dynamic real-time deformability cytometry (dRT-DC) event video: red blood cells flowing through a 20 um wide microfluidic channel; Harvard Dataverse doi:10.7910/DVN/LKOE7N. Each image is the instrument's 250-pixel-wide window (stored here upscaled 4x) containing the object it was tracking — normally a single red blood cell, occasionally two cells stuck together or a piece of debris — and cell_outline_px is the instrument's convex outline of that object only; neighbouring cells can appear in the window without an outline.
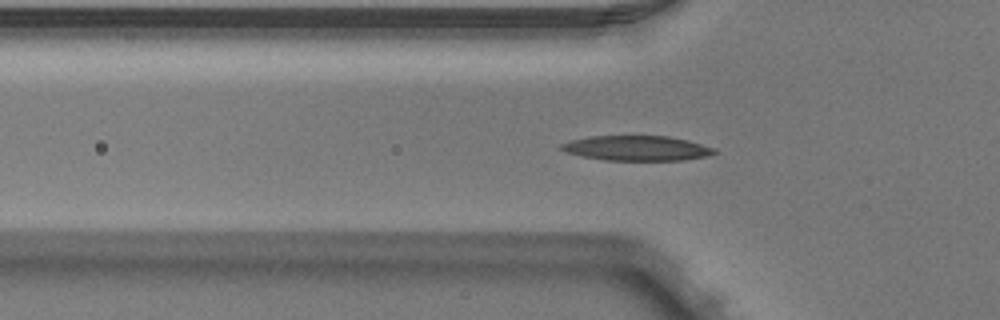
{"species": "Egyptian fruit bat (a non-hibernating species)", "species_latin": "Rousettus aegyptiacus", "temperature_condition": "warm", "stored_images_in_passage": 42, "camera_frame_rate_fps": 3000, "um_per_image_px": 0.085, "animal": {"sex": "male"}, "frame": {"image": 1, "passage_image": 14, "time_ms": 4.333, "image_size_px": [1000, 320], "cell_outline_px": [[716, 152], [708, 156], [684, 160], [604, 160], [584, 156], [568, 152], [560, 148], [560, 144], [572, 140], [588, 136], [668, 136], [688, 140], [716, 148]], "centroid_in_image_um": [54.17, 12.59], "position_along_channel_um": 71.6, "area_um2": 22.14}}
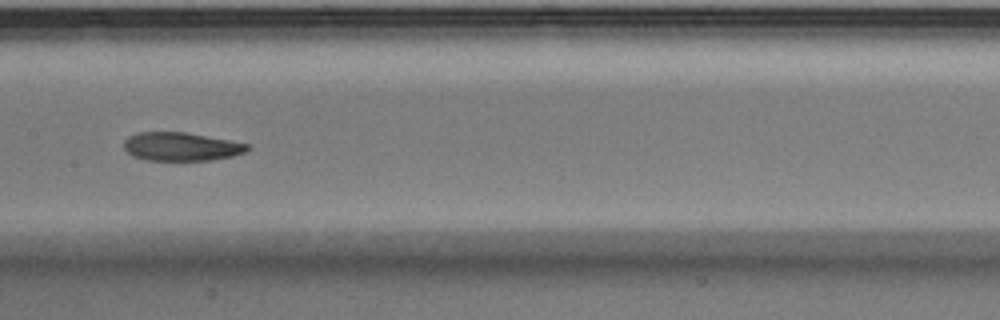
{"frame": {"image": 2, "passage_image": 23, "time_ms": 7.333, "image_size_px": [1000, 320], "cell_outline_px": [[252, 148], [244, 152], [232, 156], [212, 160], [148, 160], [132, 156], [124, 148], [124, 140], [128, 136], [136, 132], [184, 132], [228, 140], [248, 144]], "centroid_in_image_um": [15.37, 12.46], "position_along_channel_um": 192.0, "area_um2": 20.4}}
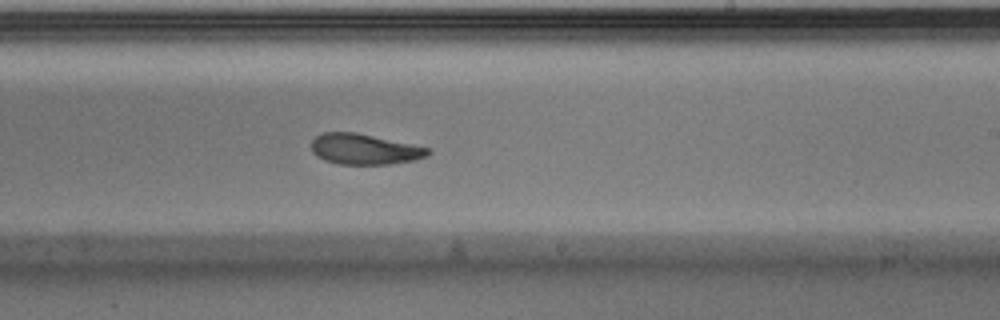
{"frame": {"image": 3, "passage_image": 28, "time_ms": 9.0, "image_size_px": [1000, 320], "cell_outline_px": [[432, 152], [428, 156], [416, 160], [392, 164], [340, 164], [324, 160], [316, 156], [312, 152], [312, 140], [316, 136], [324, 132], [356, 132], [432, 148]], "centroid_in_image_um": [31.03, 12.68], "position_along_channel_um": 258.0, "area_um2": 21.04}, "authors_computed_cell_mechanics": {"area_um2": 21.5883, "velocity_mm_per_s": 3.9724, "shape_relaxation_time_tau1_ms": 8.8989, "shape_relaxation_time_tau2_ms": 3.2201, "deformation_change_tau1": 0.2265, "deformation_change_tau2": 0.107}}